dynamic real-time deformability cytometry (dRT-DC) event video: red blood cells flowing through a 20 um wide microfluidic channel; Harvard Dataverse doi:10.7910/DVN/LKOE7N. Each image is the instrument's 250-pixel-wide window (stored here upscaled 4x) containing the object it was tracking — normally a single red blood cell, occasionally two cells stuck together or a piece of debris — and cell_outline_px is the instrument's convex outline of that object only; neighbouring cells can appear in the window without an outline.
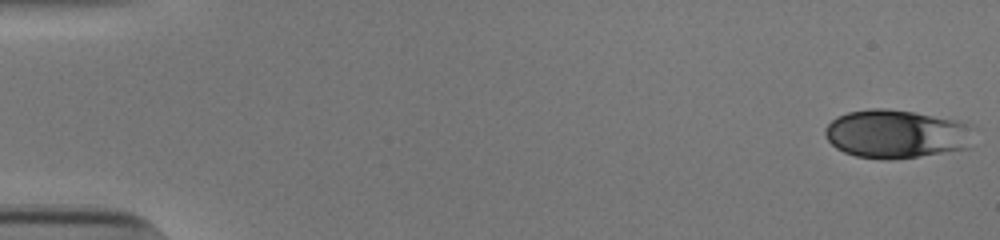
{"species": "human", "species_latin": "Homo sapiens", "temperature_condition": "cold", "stored_images_in_passage": 53, "camera_frame_rate_fps": 3000, "um_per_image_px": 0.085, "donor": {"sex": "male"}, "frame": {"image": 1, "passage_image": 1, "time_ms": 0.0, "image_size_px": [1000, 240], "cell_outline_px": [[972, 148], [916, 156], [856, 156], [844, 152], [836, 148], [824, 136], [824, 128], [836, 116], [848, 112], [872, 108], [884, 108], [912, 112], [956, 120], [964, 124]], "centroid_in_image_um": [76.09, 11.35], "position_along_channel_um": 8.9, "area_um2": 40.52}}
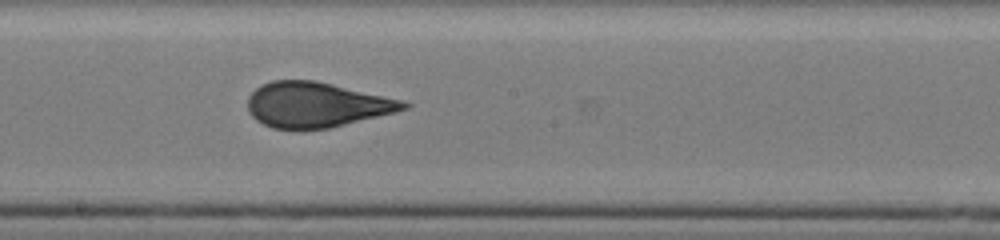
{"frame": {"image": 2, "passage_image": 30, "time_ms": 9.667, "image_size_px": [1000, 240], "cell_outline_px": [[412, 104], [408, 108], [396, 112], [328, 128], [272, 128], [256, 120], [252, 116], [248, 108], [248, 96], [256, 88], [272, 80], [316, 80], [404, 100]], "centroid_in_image_um": [26.92, 8.88], "position_along_channel_um": 221.3, "area_um2": 40.75}}
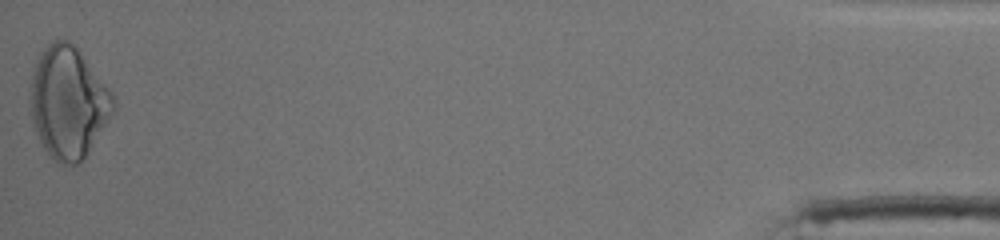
{"frame": {"image": 3, "passage_image": 53, "time_ms": 17.333, "image_size_px": [1000, 240], "cell_outline_px": [[116, 108], [84, 160], [76, 164], [56, 164], [44, 148], [36, 132], [32, 120], [28, 100], [32, 72], [40, 52], [52, 40], [68, 40], [76, 48], [112, 92], [116, 100]], "centroid_in_image_um": [5.78, 8.74], "position_along_channel_um": 429.4, "area_um2": 54.27}, "authors_computed_cell_mechanics": {"area_um2": 41.2114, "velocity_mm_per_s": 3.8657, "shape_relaxation_time_tau1_ms": 11.2815, "shape_relaxation_time_tau2_ms": 0.7335, "deformation_change_tau1": 0.2404, "deformation_change_tau2": 0.0426}}